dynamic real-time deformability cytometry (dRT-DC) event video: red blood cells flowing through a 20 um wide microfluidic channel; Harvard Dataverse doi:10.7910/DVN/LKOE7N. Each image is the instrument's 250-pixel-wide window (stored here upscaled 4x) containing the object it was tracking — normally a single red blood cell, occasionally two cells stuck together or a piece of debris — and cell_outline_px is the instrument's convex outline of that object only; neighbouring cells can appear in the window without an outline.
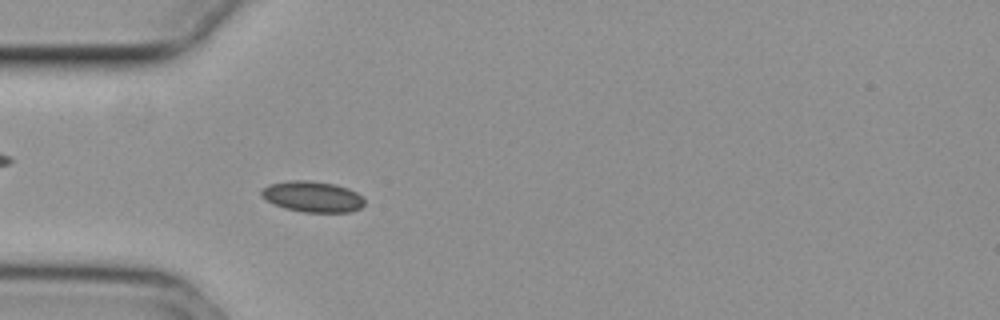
{"species": "common noctule bat (a hibernating species)", "species_latin": "Nyctalus noctula", "temperature_condition": "cold", "stored_images_in_passage": 19, "camera_frame_rate_fps": 3000, "um_per_image_px": 0.085, "animal": {"sex": "female", "body_mass_g": 29.2, "forearm_length_mm": 56.3}, "frame": {"image": 1, "passage_image": 16, "time_ms": 5.0, "image_size_px": [1000, 320], "cell_outline_px": [[364, 204], [360, 208], [352, 212], [304, 212], [284, 208], [260, 196], [260, 188], [268, 184], [292, 180], [308, 180], [336, 184], [348, 188], [356, 192], [364, 200]], "centroid_in_image_um": [26.54, 16.7], "position_along_channel_um": 58.5, "area_um2": 18.61}}